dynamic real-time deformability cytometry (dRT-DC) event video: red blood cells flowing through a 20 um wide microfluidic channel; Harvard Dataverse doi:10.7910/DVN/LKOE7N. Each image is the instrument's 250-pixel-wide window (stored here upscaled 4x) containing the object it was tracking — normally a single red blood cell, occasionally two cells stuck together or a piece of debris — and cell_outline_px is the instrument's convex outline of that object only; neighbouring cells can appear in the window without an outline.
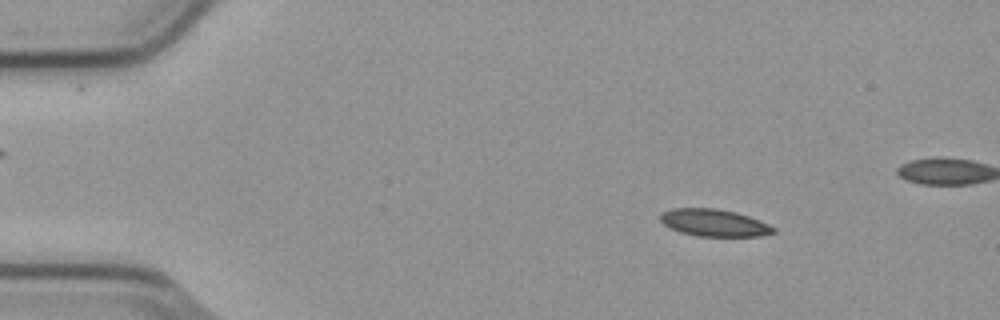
{"species": "common noctule bat (a hibernating species)", "species_latin": "Nyctalus noctula", "temperature_condition": "cold", "stored_images_in_passage": 55, "camera_frame_rate_fps": 3000, "um_per_image_px": 0.085, "animal": {"sex": "male", "body_mass_g": 23.1, "forearm_length_mm": 52.7}, "frame": {"image": 1, "passage_image": 8, "time_ms": 2.333, "image_size_px": [1000, 320], "cell_outline_px": [[776, 232], [760, 236], [696, 236], [680, 232], [664, 224], [660, 220], [660, 216], [664, 212], [672, 208], [716, 208], [736, 212], [760, 220], [776, 228]], "centroid_in_image_um": [60.73, 18.93], "position_along_channel_um": 24.3, "area_um2": 17.86}}
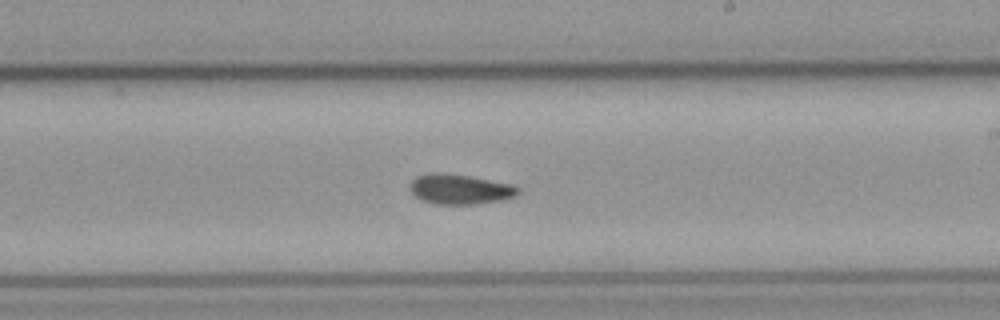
{"frame": {"image": 2, "passage_image": 32, "time_ms": 10.333, "image_size_px": [1000, 320], "cell_outline_px": [[520, 192], [516, 196], [500, 200], [476, 204], [436, 204], [420, 200], [408, 188], [412, 180], [416, 176], [428, 172], [444, 172], [468, 176], [512, 184], [520, 188]], "centroid_in_image_um": [39.06, 16.07], "position_along_channel_um": 249.9, "area_um2": 19.07}}
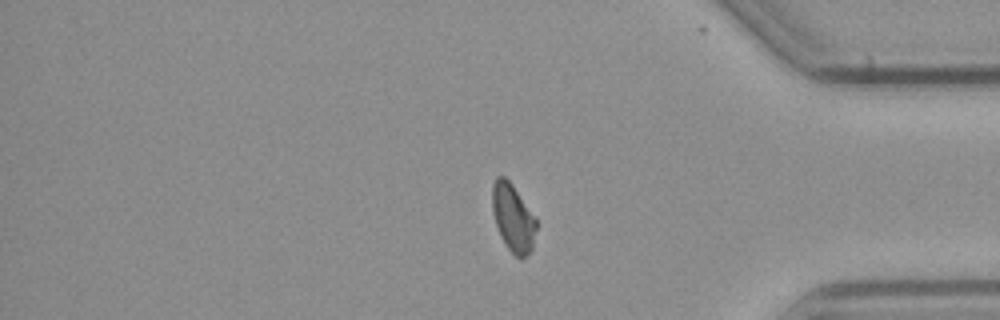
{"frame": {"image": 3, "passage_image": 45, "time_ms": 14.667, "image_size_px": [1000, 320], "cell_outline_px": [[536, 228], [532, 248], [520, 260], [504, 244], [500, 236], [492, 212], [492, 184], [496, 176], [504, 176], [512, 184], [536, 220]], "centroid_in_image_um": [43.57, 18.51], "position_along_channel_um": 391.6, "area_um2": 17.11}, "authors_computed_cell_mechanics": {"area_um2": 18.2648, "velocity_mm_per_s": 3.7797, "shape_relaxation_time_tau1_ms": 7.0179, "shape_relaxation_time_tau2_ms": 4.0572, "deformation_change_tau1": 0.1555, "deformation_change_tau2": 0.091}}